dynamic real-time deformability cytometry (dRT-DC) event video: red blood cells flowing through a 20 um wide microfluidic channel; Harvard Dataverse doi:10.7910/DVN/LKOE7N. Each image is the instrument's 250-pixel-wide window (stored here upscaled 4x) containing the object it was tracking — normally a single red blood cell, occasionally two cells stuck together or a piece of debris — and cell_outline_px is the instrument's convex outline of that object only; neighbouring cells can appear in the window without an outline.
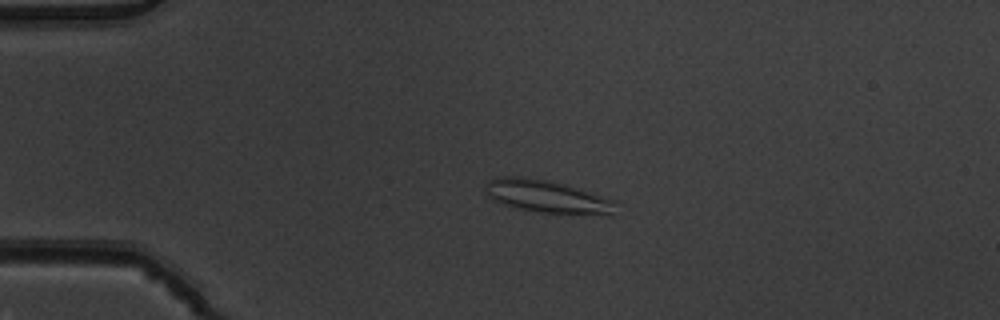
{"species": "common noctule bat (a hibernating species)", "species_latin": "Nyctalus noctula", "temperature_condition": "warm", "stored_images_in_passage": 5, "camera_frame_rate_fps": 3000, "um_per_image_px": 0.085, "animal": {"sex": "male", "body_mass_g": 19.5, "forearm_length_mm": 54.6}, "frame": {"image": 1, "passage_image": 4, "time_ms": 1.0, "image_size_px": [1000, 320], "cell_outline_px": [[616, 216], [608, 216], [540, 212], [516, 208], [492, 200], [488, 196], [488, 180], [496, 176], [520, 176], [548, 180], [564, 184], [592, 192], [616, 200]], "centroid_in_image_um": [46.62, 16.72], "position_along_channel_um": 38.4, "area_um2": 25.26}}